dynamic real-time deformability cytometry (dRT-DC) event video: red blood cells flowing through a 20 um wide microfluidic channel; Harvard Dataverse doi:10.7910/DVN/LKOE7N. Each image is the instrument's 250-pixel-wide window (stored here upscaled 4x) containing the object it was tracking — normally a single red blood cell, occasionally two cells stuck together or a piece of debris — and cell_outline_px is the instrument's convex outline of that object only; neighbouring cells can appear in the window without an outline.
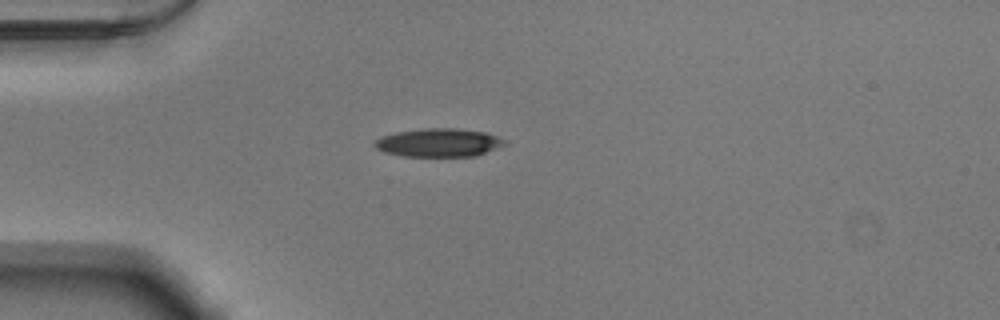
{"species": "Egyptian fruit bat (a non-hibernating species)", "species_latin": "Rousettus aegyptiacus", "temperature_condition": "warm", "stored_images_in_passage": 39, "camera_frame_rate_fps": 3000, "um_per_image_px": 0.085, "animal": {"sex": "male"}, "frame": {"image": 1, "passage_image": 1, "time_ms": 0.0, "image_size_px": [1000, 320], "cell_outline_px": [[504, 144], [476, 156], [404, 156], [384, 152], [376, 148], [372, 144], [376, 140], [384, 136], [396, 132], [424, 128], [452, 128], [484, 132], [496, 136], [504, 140]], "centroid_in_image_um": [37.24, 12.12], "position_along_channel_um": 47.8, "area_um2": 21.1}}
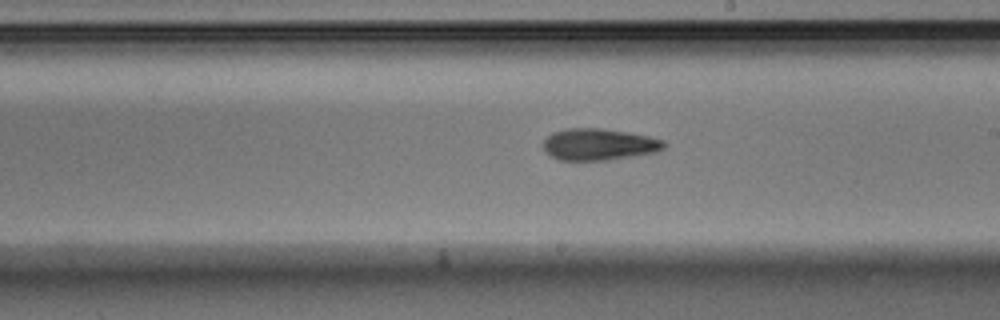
{"frame": {"image": 2, "passage_image": 17, "time_ms": 5.333, "image_size_px": [1000, 320], "cell_outline_px": [[668, 144], [664, 148], [656, 152], [608, 160], [560, 160], [552, 156], [544, 148], [544, 140], [552, 132], [568, 128], [600, 128], [628, 132], [648, 136], [664, 140]], "centroid_in_image_um": [50.94, 12.27], "position_along_channel_um": 238.1, "area_um2": 22.2}}
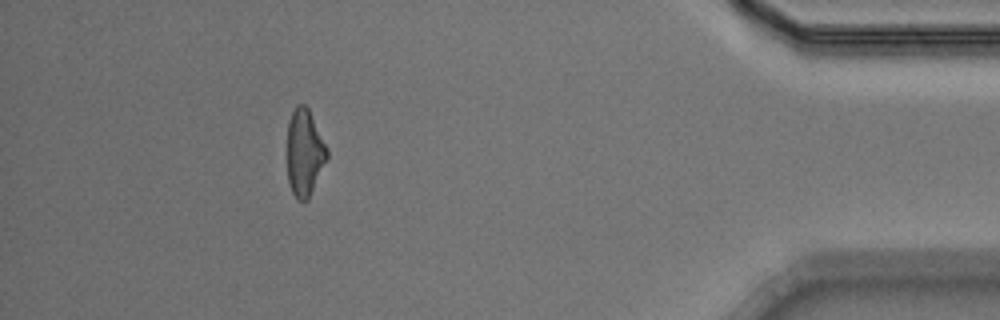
{"frame": {"image": 3, "passage_image": 34, "time_ms": 11.0, "image_size_px": [1000, 320], "cell_outline_px": [[328, 156], [308, 200], [296, 200], [288, 184], [288, 120], [296, 104], [304, 104], [308, 108], [328, 148]], "centroid_in_image_um": [25.88, 12.97], "position_along_channel_um": 409.3, "area_um2": 20.11}, "authors_computed_cell_mechanics": {"area_um2": 21.6172, "velocity_mm_per_s": 3.9072, "shape_relaxation_time_tau1_ms": 5.3133, "shape_relaxation_time_tau2_ms": 7.3626, "deformation_change_tau1": 0.185, "deformation_change_tau2": 0.2044}}